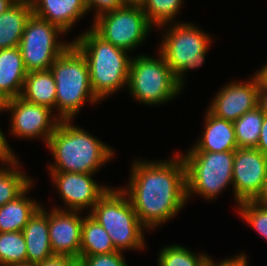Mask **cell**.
Returning <instances> with one entry per match:
<instances>
[{"label": "cell", "mask_w": 267, "mask_h": 266, "mask_svg": "<svg viewBox=\"0 0 267 266\" xmlns=\"http://www.w3.org/2000/svg\"><path fill=\"white\" fill-rule=\"evenodd\" d=\"M26 75L19 47L0 50V96L4 100L21 95Z\"/></svg>", "instance_id": "obj_19"}, {"label": "cell", "mask_w": 267, "mask_h": 266, "mask_svg": "<svg viewBox=\"0 0 267 266\" xmlns=\"http://www.w3.org/2000/svg\"><path fill=\"white\" fill-rule=\"evenodd\" d=\"M51 181L60 194L64 207L53 206L60 210L81 211L89 213L99 199L111 186L99 184L93 180L94 174L76 172H50ZM66 207V208H65Z\"/></svg>", "instance_id": "obj_12"}, {"label": "cell", "mask_w": 267, "mask_h": 266, "mask_svg": "<svg viewBox=\"0 0 267 266\" xmlns=\"http://www.w3.org/2000/svg\"><path fill=\"white\" fill-rule=\"evenodd\" d=\"M108 233L120 252L146 248L145 232L128 196L118 187H110L88 213Z\"/></svg>", "instance_id": "obj_6"}, {"label": "cell", "mask_w": 267, "mask_h": 266, "mask_svg": "<svg viewBox=\"0 0 267 266\" xmlns=\"http://www.w3.org/2000/svg\"><path fill=\"white\" fill-rule=\"evenodd\" d=\"M147 0H124L125 5L142 7Z\"/></svg>", "instance_id": "obj_40"}, {"label": "cell", "mask_w": 267, "mask_h": 266, "mask_svg": "<svg viewBox=\"0 0 267 266\" xmlns=\"http://www.w3.org/2000/svg\"><path fill=\"white\" fill-rule=\"evenodd\" d=\"M72 43L87 60L90 84L100 101L127 87L132 58L128 51L104 40L92 28L74 37Z\"/></svg>", "instance_id": "obj_3"}, {"label": "cell", "mask_w": 267, "mask_h": 266, "mask_svg": "<svg viewBox=\"0 0 267 266\" xmlns=\"http://www.w3.org/2000/svg\"><path fill=\"white\" fill-rule=\"evenodd\" d=\"M180 155L186 169L187 201L193 194L214 201L227 186H233L235 151H187Z\"/></svg>", "instance_id": "obj_8"}, {"label": "cell", "mask_w": 267, "mask_h": 266, "mask_svg": "<svg viewBox=\"0 0 267 266\" xmlns=\"http://www.w3.org/2000/svg\"><path fill=\"white\" fill-rule=\"evenodd\" d=\"M7 138L3 130L0 127V164L8 165L15 162L18 156L15 155L13 148L9 146Z\"/></svg>", "instance_id": "obj_32"}, {"label": "cell", "mask_w": 267, "mask_h": 266, "mask_svg": "<svg viewBox=\"0 0 267 266\" xmlns=\"http://www.w3.org/2000/svg\"><path fill=\"white\" fill-rule=\"evenodd\" d=\"M20 160L8 165H0V206L17 198L32 182L23 172Z\"/></svg>", "instance_id": "obj_24"}, {"label": "cell", "mask_w": 267, "mask_h": 266, "mask_svg": "<svg viewBox=\"0 0 267 266\" xmlns=\"http://www.w3.org/2000/svg\"><path fill=\"white\" fill-rule=\"evenodd\" d=\"M0 266H27V247L22 231L0 232Z\"/></svg>", "instance_id": "obj_26"}, {"label": "cell", "mask_w": 267, "mask_h": 266, "mask_svg": "<svg viewBox=\"0 0 267 266\" xmlns=\"http://www.w3.org/2000/svg\"><path fill=\"white\" fill-rule=\"evenodd\" d=\"M157 54L132 56L126 87L136 101L150 107L170 103L183 91L163 55Z\"/></svg>", "instance_id": "obj_7"}, {"label": "cell", "mask_w": 267, "mask_h": 266, "mask_svg": "<svg viewBox=\"0 0 267 266\" xmlns=\"http://www.w3.org/2000/svg\"><path fill=\"white\" fill-rule=\"evenodd\" d=\"M32 14L31 1L17 0L0 15V50L19 46Z\"/></svg>", "instance_id": "obj_21"}, {"label": "cell", "mask_w": 267, "mask_h": 266, "mask_svg": "<svg viewBox=\"0 0 267 266\" xmlns=\"http://www.w3.org/2000/svg\"><path fill=\"white\" fill-rule=\"evenodd\" d=\"M267 176V156L256 148H237L233 161V198L236 206L253 201Z\"/></svg>", "instance_id": "obj_13"}, {"label": "cell", "mask_w": 267, "mask_h": 266, "mask_svg": "<svg viewBox=\"0 0 267 266\" xmlns=\"http://www.w3.org/2000/svg\"><path fill=\"white\" fill-rule=\"evenodd\" d=\"M160 28L163 36L157 50L163 55L176 76L177 85L183 90L185 74L203 66L213 37L194 23L185 21L163 24L156 29Z\"/></svg>", "instance_id": "obj_5"}, {"label": "cell", "mask_w": 267, "mask_h": 266, "mask_svg": "<svg viewBox=\"0 0 267 266\" xmlns=\"http://www.w3.org/2000/svg\"><path fill=\"white\" fill-rule=\"evenodd\" d=\"M4 111L11 116L10 135L21 140L42 138L45 147L61 120L50 108L30 103L20 96L5 100Z\"/></svg>", "instance_id": "obj_11"}, {"label": "cell", "mask_w": 267, "mask_h": 266, "mask_svg": "<svg viewBox=\"0 0 267 266\" xmlns=\"http://www.w3.org/2000/svg\"><path fill=\"white\" fill-rule=\"evenodd\" d=\"M73 121L60 120L51 135L46 148L55 161L47 164L48 171L96 174L115 158V150Z\"/></svg>", "instance_id": "obj_2"}, {"label": "cell", "mask_w": 267, "mask_h": 266, "mask_svg": "<svg viewBox=\"0 0 267 266\" xmlns=\"http://www.w3.org/2000/svg\"><path fill=\"white\" fill-rule=\"evenodd\" d=\"M64 35L67 36L58 26L32 14L18 46L26 71L49 70L53 62L72 44V41L59 39Z\"/></svg>", "instance_id": "obj_9"}, {"label": "cell", "mask_w": 267, "mask_h": 266, "mask_svg": "<svg viewBox=\"0 0 267 266\" xmlns=\"http://www.w3.org/2000/svg\"><path fill=\"white\" fill-rule=\"evenodd\" d=\"M20 97L55 112L56 82L50 69L27 72Z\"/></svg>", "instance_id": "obj_22"}, {"label": "cell", "mask_w": 267, "mask_h": 266, "mask_svg": "<svg viewBox=\"0 0 267 266\" xmlns=\"http://www.w3.org/2000/svg\"><path fill=\"white\" fill-rule=\"evenodd\" d=\"M85 3L89 12L95 11L93 19L103 13L125 6L124 0H85Z\"/></svg>", "instance_id": "obj_31"}, {"label": "cell", "mask_w": 267, "mask_h": 266, "mask_svg": "<svg viewBox=\"0 0 267 266\" xmlns=\"http://www.w3.org/2000/svg\"><path fill=\"white\" fill-rule=\"evenodd\" d=\"M210 256L197 253L179 244L166 245L160 249L158 266H206Z\"/></svg>", "instance_id": "obj_27"}, {"label": "cell", "mask_w": 267, "mask_h": 266, "mask_svg": "<svg viewBox=\"0 0 267 266\" xmlns=\"http://www.w3.org/2000/svg\"><path fill=\"white\" fill-rule=\"evenodd\" d=\"M81 228L80 255H101L117 251L105 229L87 211Z\"/></svg>", "instance_id": "obj_23"}, {"label": "cell", "mask_w": 267, "mask_h": 266, "mask_svg": "<svg viewBox=\"0 0 267 266\" xmlns=\"http://www.w3.org/2000/svg\"><path fill=\"white\" fill-rule=\"evenodd\" d=\"M204 131L187 151H235L237 146L233 122L219 118L208 109L204 116Z\"/></svg>", "instance_id": "obj_17"}, {"label": "cell", "mask_w": 267, "mask_h": 266, "mask_svg": "<svg viewBox=\"0 0 267 266\" xmlns=\"http://www.w3.org/2000/svg\"><path fill=\"white\" fill-rule=\"evenodd\" d=\"M27 266H35L54 256L49 239V211L41 206L24 226Z\"/></svg>", "instance_id": "obj_18"}, {"label": "cell", "mask_w": 267, "mask_h": 266, "mask_svg": "<svg viewBox=\"0 0 267 266\" xmlns=\"http://www.w3.org/2000/svg\"><path fill=\"white\" fill-rule=\"evenodd\" d=\"M33 15L58 26L64 33L89 13L85 0H31Z\"/></svg>", "instance_id": "obj_16"}, {"label": "cell", "mask_w": 267, "mask_h": 266, "mask_svg": "<svg viewBox=\"0 0 267 266\" xmlns=\"http://www.w3.org/2000/svg\"><path fill=\"white\" fill-rule=\"evenodd\" d=\"M4 108H5V100L2 96H0V113L4 112Z\"/></svg>", "instance_id": "obj_41"}, {"label": "cell", "mask_w": 267, "mask_h": 266, "mask_svg": "<svg viewBox=\"0 0 267 266\" xmlns=\"http://www.w3.org/2000/svg\"><path fill=\"white\" fill-rule=\"evenodd\" d=\"M256 149L267 156V115L264 116L259 141Z\"/></svg>", "instance_id": "obj_35"}, {"label": "cell", "mask_w": 267, "mask_h": 266, "mask_svg": "<svg viewBox=\"0 0 267 266\" xmlns=\"http://www.w3.org/2000/svg\"><path fill=\"white\" fill-rule=\"evenodd\" d=\"M173 155L160 161L135 159L128 185L120 187L149 231L176 217L188 203L185 164L179 152Z\"/></svg>", "instance_id": "obj_1"}, {"label": "cell", "mask_w": 267, "mask_h": 266, "mask_svg": "<svg viewBox=\"0 0 267 266\" xmlns=\"http://www.w3.org/2000/svg\"><path fill=\"white\" fill-rule=\"evenodd\" d=\"M253 201L259 205L267 206V176L263 182L262 189Z\"/></svg>", "instance_id": "obj_37"}, {"label": "cell", "mask_w": 267, "mask_h": 266, "mask_svg": "<svg viewBox=\"0 0 267 266\" xmlns=\"http://www.w3.org/2000/svg\"><path fill=\"white\" fill-rule=\"evenodd\" d=\"M17 0H0V15L5 12Z\"/></svg>", "instance_id": "obj_38"}, {"label": "cell", "mask_w": 267, "mask_h": 266, "mask_svg": "<svg viewBox=\"0 0 267 266\" xmlns=\"http://www.w3.org/2000/svg\"><path fill=\"white\" fill-rule=\"evenodd\" d=\"M253 76V77H252ZM245 81H229L212 98L208 110L215 116L234 122L258 106L260 77L255 72Z\"/></svg>", "instance_id": "obj_14"}, {"label": "cell", "mask_w": 267, "mask_h": 266, "mask_svg": "<svg viewBox=\"0 0 267 266\" xmlns=\"http://www.w3.org/2000/svg\"><path fill=\"white\" fill-rule=\"evenodd\" d=\"M256 73L259 75L260 79L267 85V62L265 65H262L260 70H257Z\"/></svg>", "instance_id": "obj_39"}, {"label": "cell", "mask_w": 267, "mask_h": 266, "mask_svg": "<svg viewBox=\"0 0 267 266\" xmlns=\"http://www.w3.org/2000/svg\"><path fill=\"white\" fill-rule=\"evenodd\" d=\"M239 217L267 241V206L254 201H245L237 205Z\"/></svg>", "instance_id": "obj_29"}, {"label": "cell", "mask_w": 267, "mask_h": 266, "mask_svg": "<svg viewBox=\"0 0 267 266\" xmlns=\"http://www.w3.org/2000/svg\"><path fill=\"white\" fill-rule=\"evenodd\" d=\"M56 82V115L61 120H74L80 110L101 101L95 96L85 56L72 43L51 65Z\"/></svg>", "instance_id": "obj_4"}, {"label": "cell", "mask_w": 267, "mask_h": 266, "mask_svg": "<svg viewBox=\"0 0 267 266\" xmlns=\"http://www.w3.org/2000/svg\"><path fill=\"white\" fill-rule=\"evenodd\" d=\"M122 254L115 251L110 254L80 255L79 261L83 266H128Z\"/></svg>", "instance_id": "obj_30"}, {"label": "cell", "mask_w": 267, "mask_h": 266, "mask_svg": "<svg viewBox=\"0 0 267 266\" xmlns=\"http://www.w3.org/2000/svg\"><path fill=\"white\" fill-rule=\"evenodd\" d=\"M247 254L240 253L238 255H235L232 257L224 258L221 261H218L217 263L212 258V266H249V262L247 260Z\"/></svg>", "instance_id": "obj_34"}, {"label": "cell", "mask_w": 267, "mask_h": 266, "mask_svg": "<svg viewBox=\"0 0 267 266\" xmlns=\"http://www.w3.org/2000/svg\"><path fill=\"white\" fill-rule=\"evenodd\" d=\"M74 266H83L80 261H78Z\"/></svg>", "instance_id": "obj_42"}, {"label": "cell", "mask_w": 267, "mask_h": 266, "mask_svg": "<svg viewBox=\"0 0 267 266\" xmlns=\"http://www.w3.org/2000/svg\"><path fill=\"white\" fill-rule=\"evenodd\" d=\"M153 27L142 7L131 5L103 13L91 24L100 37L129 53L146 41Z\"/></svg>", "instance_id": "obj_10"}, {"label": "cell", "mask_w": 267, "mask_h": 266, "mask_svg": "<svg viewBox=\"0 0 267 266\" xmlns=\"http://www.w3.org/2000/svg\"><path fill=\"white\" fill-rule=\"evenodd\" d=\"M48 210L49 239L54 255L79 260L83 212L55 208Z\"/></svg>", "instance_id": "obj_15"}, {"label": "cell", "mask_w": 267, "mask_h": 266, "mask_svg": "<svg viewBox=\"0 0 267 266\" xmlns=\"http://www.w3.org/2000/svg\"><path fill=\"white\" fill-rule=\"evenodd\" d=\"M184 2V0H147L142 6V10L156 29L163 24L179 22L176 16Z\"/></svg>", "instance_id": "obj_28"}, {"label": "cell", "mask_w": 267, "mask_h": 266, "mask_svg": "<svg viewBox=\"0 0 267 266\" xmlns=\"http://www.w3.org/2000/svg\"><path fill=\"white\" fill-rule=\"evenodd\" d=\"M33 182L14 200L0 206V232L22 231L35 212L42 206L29 196Z\"/></svg>", "instance_id": "obj_20"}, {"label": "cell", "mask_w": 267, "mask_h": 266, "mask_svg": "<svg viewBox=\"0 0 267 266\" xmlns=\"http://www.w3.org/2000/svg\"><path fill=\"white\" fill-rule=\"evenodd\" d=\"M258 106L267 115V85L260 79Z\"/></svg>", "instance_id": "obj_36"}, {"label": "cell", "mask_w": 267, "mask_h": 266, "mask_svg": "<svg viewBox=\"0 0 267 266\" xmlns=\"http://www.w3.org/2000/svg\"><path fill=\"white\" fill-rule=\"evenodd\" d=\"M264 116L257 106L233 122L238 148H256Z\"/></svg>", "instance_id": "obj_25"}, {"label": "cell", "mask_w": 267, "mask_h": 266, "mask_svg": "<svg viewBox=\"0 0 267 266\" xmlns=\"http://www.w3.org/2000/svg\"><path fill=\"white\" fill-rule=\"evenodd\" d=\"M79 260L69 256L54 255L35 266H74Z\"/></svg>", "instance_id": "obj_33"}]
</instances>
